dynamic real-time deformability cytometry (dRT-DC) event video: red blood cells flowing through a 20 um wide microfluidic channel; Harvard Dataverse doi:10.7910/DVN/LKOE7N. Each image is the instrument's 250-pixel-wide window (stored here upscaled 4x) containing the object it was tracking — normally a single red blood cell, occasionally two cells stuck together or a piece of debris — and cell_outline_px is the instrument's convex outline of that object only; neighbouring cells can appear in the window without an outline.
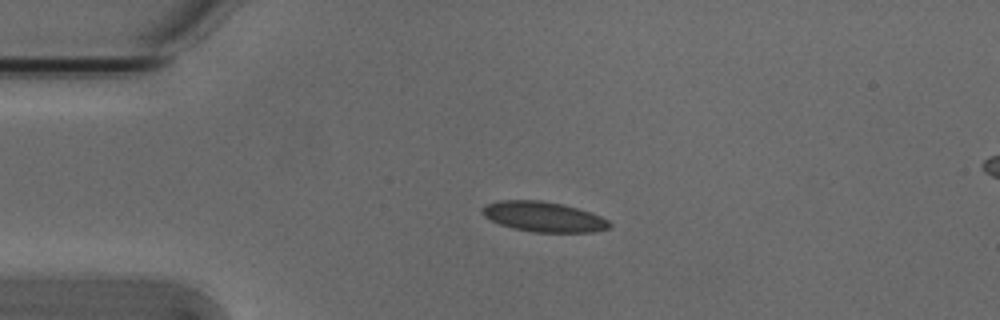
{"species": "Egyptian fruit bat (a non-hibernating species)", "species_latin": "Rousettus aegyptiacus", "temperature_condition": "cold", "stored_images_in_passage": 4, "camera_frame_rate_fps": 3000, "um_per_image_px": 0.085, "animal": {"sex": "male"}, "frame": {"image": 1, "passage_image": 3, "time_ms": 0.667, "image_size_px": [1000, 320], "cell_outline_px": [[612, 224], [608, 228], [596, 232], [532, 232], [512, 228], [500, 224], [484, 216], [480, 212], [480, 208], [484, 204], [500, 200], [540, 200], [564, 204], [592, 212], [608, 220]], "centroid_in_image_um": [46.19, 18.41], "position_along_channel_um": 38.8, "area_um2": 22.6}}